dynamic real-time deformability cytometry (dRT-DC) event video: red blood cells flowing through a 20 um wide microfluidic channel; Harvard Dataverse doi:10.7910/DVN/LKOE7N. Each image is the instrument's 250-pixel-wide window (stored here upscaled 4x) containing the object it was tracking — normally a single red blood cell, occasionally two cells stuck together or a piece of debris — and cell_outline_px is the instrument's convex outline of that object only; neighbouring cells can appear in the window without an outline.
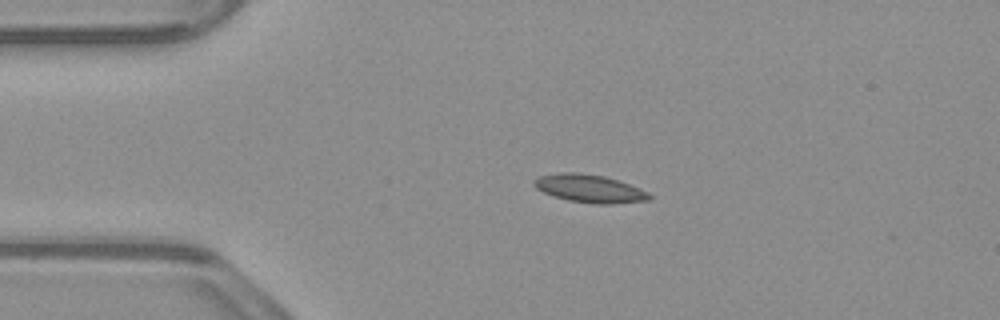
{"species": "common noctule bat (a hibernating species)", "species_latin": "Nyctalus noctula", "temperature_condition": "warm", "stored_images_in_passage": 43, "camera_frame_rate_fps": 3000, "um_per_image_px": 0.085, "animal": {"sex": "male", "body_mass_g": 23.1, "forearm_length_mm": 52.7}, "frame": {"image": 1, "passage_image": 1, "time_ms": 0.0, "image_size_px": [1000, 320], "cell_outline_px": [[652, 196], [648, 200], [612, 204], [596, 204], [568, 200], [552, 196], [536, 188], [532, 184], [532, 180], [540, 176], [560, 172], [580, 172], [604, 176], [628, 184], [648, 192]], "centroid_in_image_um": [50.06, 16.02], "position_along_channel_um": 34.9, "area_um2": 18.73}}
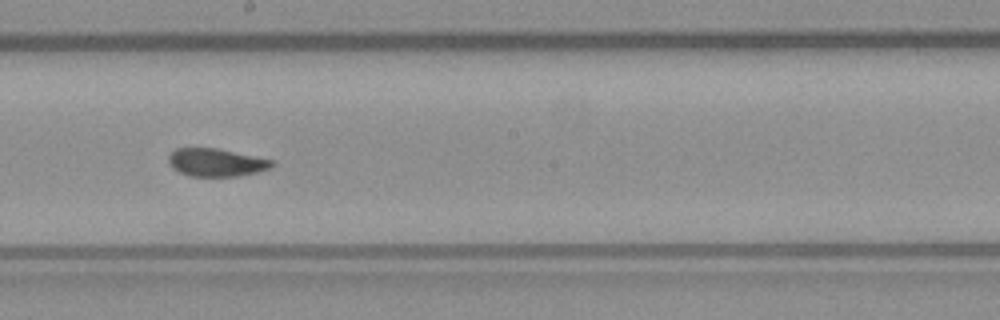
{"frame": {"image": 2, "passage_image": 19, "time_ms": 6.0, "image_size_px": [1000, 320], "cell_outline_px": [[276, 164], [272, 168], [256, 172], [236, 176], [188, 176], [172, 168], [168, 160], [168, 156], [176, 148], [216, 148], [272, 160]], "centroid_in_image_um": [18.37, 13.81], "position_along_channel_um": 229.8, "area_um2": 16.7}}
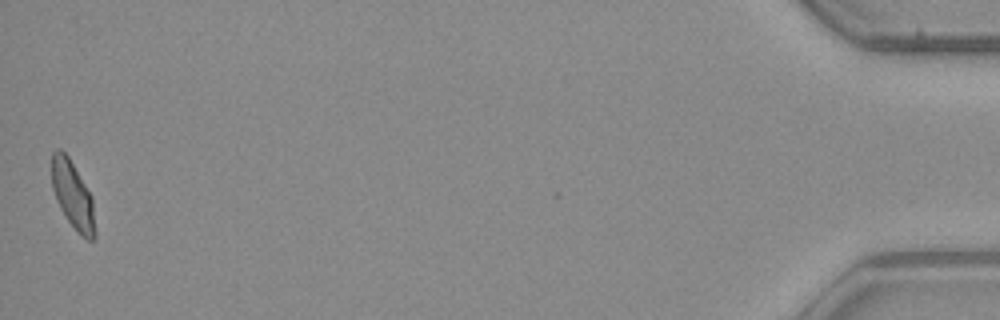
{"frame": {"image": 3, "passage_image": 43, "time_ms": 14.0, "image_size_px": [1000, 320], "cell_outline_px": [[96, 236], [92, 240], [88, 240], [68, 220], [60, 208], [56, 200], [52, 188], [52, 152], [56, 148], [60, 148], [68, 156], [92, 196], [96, 232]], "centroid_in_image_um": [6.18, 16.55], "position_along_channel_um": 429.0, "area_um2": 16.82}, "authors_computed_cell_mechanics": {"area_um2": 17.3978, "velocity_mm_per_s": 3.8126, "shape_relaxation_time_tau1_ms": null, "shape_relaxation_time_tau2_ms": 1.0904, "deformation_change_tau1": null, "deformation_change_tau2": 0.0539}}